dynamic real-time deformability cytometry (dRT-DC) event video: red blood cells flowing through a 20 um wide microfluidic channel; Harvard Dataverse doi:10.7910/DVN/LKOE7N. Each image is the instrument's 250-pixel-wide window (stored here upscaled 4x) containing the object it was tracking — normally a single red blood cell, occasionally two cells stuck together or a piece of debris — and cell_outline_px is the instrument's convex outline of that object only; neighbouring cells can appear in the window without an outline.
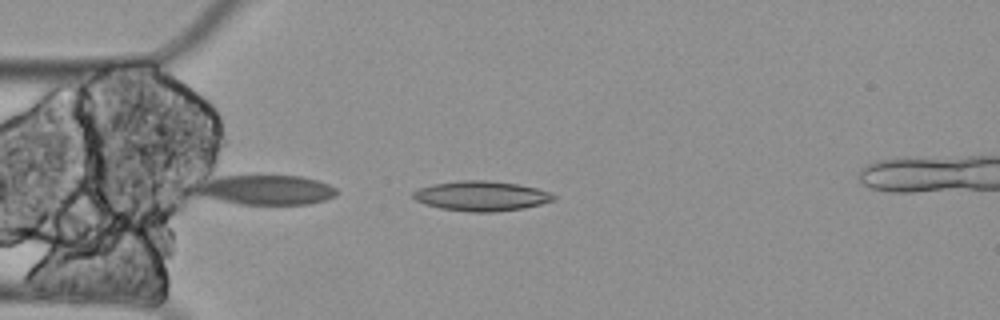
{"species": "Egyptian fruit bat (a non-hibernating species)", "species_latin": "Rousettus aegyptiacus", "temperature_condition": "cold", "stored_images_in_passage": 6, "camera_frame_rate_fps": 3000, "um_per_image_px": 0.085, "animal": {"sex": "female"}, "frame": {"image": 1, "passage_image": 1, "time_ms": 0.0, "image_size_px": [1000, 320], "cell_outline_px": [[556, 200], [524, 208], [496, 212], [472, 212], [440, 208], [424, 204], [416, 200], [412, 196], [412, 192], [420, 188], [432, 184], [460, 180], [488, 180], [516, 184], [536, 188], [548, 192], [556, 196]], "centroid_in_image_um": [40.9, 16.66], "position_along_channel_um": 44.1, "area_um2": 24.45}}
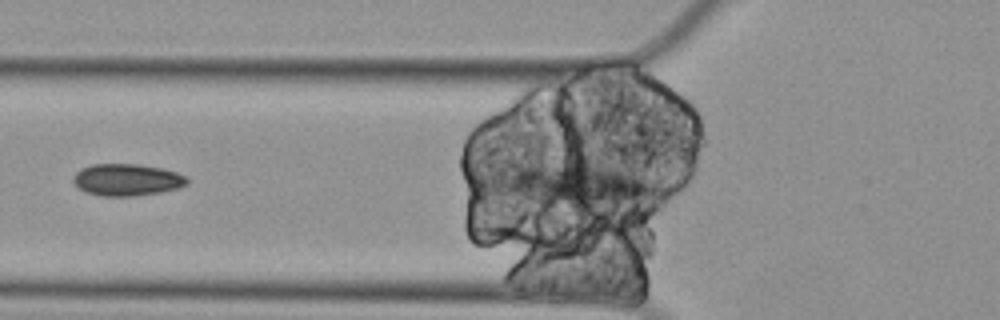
{"frame": {"image": 2, "passage_image": 5, "time_ms": 1.333, "image_size_px": [1000, 320], "cell_outline_px": [[188, 184], [176, 188], [160, 192], [132, 196], [100, 196], [88, 192], [80, 188], [72, 180], [72, 176], [80, 168], [92, 164], [140, 164], [164, 168], [176, 172], [184, 176], [188, 180]], "centroid_in_image_um": [10.77, 15.27], "position_along_channel_um": 115.0, "area_um2": 21.15}}